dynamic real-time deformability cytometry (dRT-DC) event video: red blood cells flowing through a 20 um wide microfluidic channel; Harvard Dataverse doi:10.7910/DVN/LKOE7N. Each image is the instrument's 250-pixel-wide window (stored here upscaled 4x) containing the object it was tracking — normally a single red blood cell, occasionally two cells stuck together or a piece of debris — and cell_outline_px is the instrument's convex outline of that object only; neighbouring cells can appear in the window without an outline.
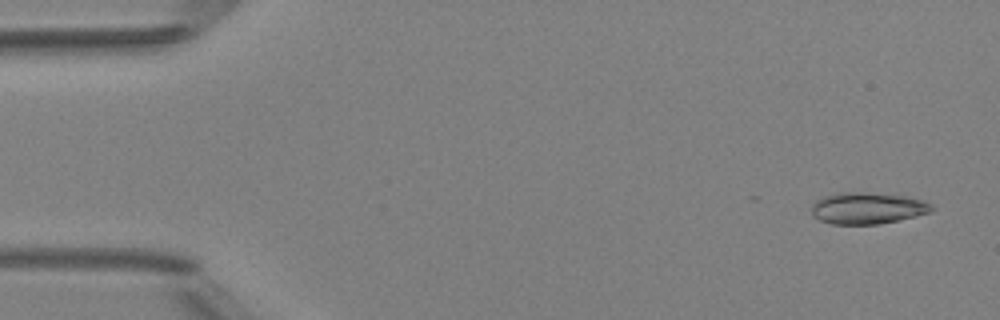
{"species": "Egyptian fruit bat (a non-hibernating species)", "species_latin": "Rousettus aegyptiacus", "temperature_condition": "room temperature", "stored_images_in_passage": 4, "camera_frame_rate_fps": 3000, "um_per_image_px": 0.085, "animal": {"sex": "female"}, "frame": {"image": 1, "passage_image": 1, "time_ms": 0.0, "image_size_px": [1000, 320], "cell_outline_px": [[936, 208], [932, 212], [880, 224], [832, 224], [820, 220], [812, 216], [812, 204], [816, 200], [824, 196], [836, 192], [860, 192], [904, 196], [924, 200], [932, 204]], "centroid_in_image_um": [73.74, 17.69], "position_along_channel_um": 11.3, "area_um2": 22.2}}
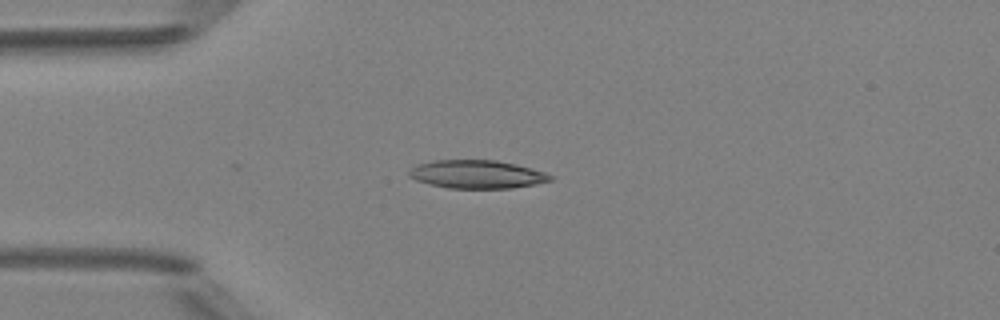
{"frame": {"image": 2, "passage_image": 4, "time_ms": 3.333, "image_size_px": [1000, 320], "cell_outline_px": [[552, 180], [536, 184], [512, 188], [448, 188], [428, 184], [416, 180], [408, 176], [408, 172], [416, 164], [432, 160], [496, 160], [516, 164], [532, 168], [544, 172], [552, 176]], "centroid_in_image_um": [40.51, 14.81], "position_along_channel_um": 44.5, "area_um2": 23.35}}